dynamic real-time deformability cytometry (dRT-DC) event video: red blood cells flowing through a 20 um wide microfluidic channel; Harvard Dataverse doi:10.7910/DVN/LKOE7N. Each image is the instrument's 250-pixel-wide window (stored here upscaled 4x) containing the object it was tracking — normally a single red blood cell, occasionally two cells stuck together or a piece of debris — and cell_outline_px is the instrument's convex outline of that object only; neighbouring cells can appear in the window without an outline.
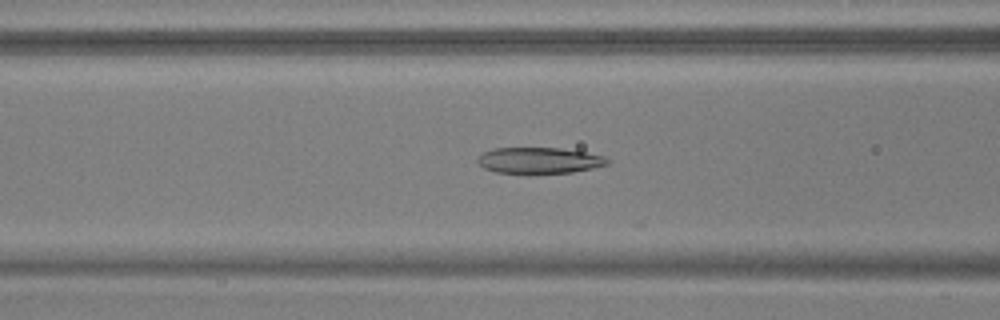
{"species": "common noctule bat (a hibernating species)", "species_latin": "Nyctalus noctula", "temperature_condition": "warm", "stored_images_in_passage": 48, "camera_frame_rate_fps": 3000, "um_per_image_px": 0.085, "animal": {"sex": "male", "body_mass_g": 17.9, "forearm_length_mm": 54.2}, "frame": {"image": 1, "passage_image": 20, "time_ms": 6.333, "image_size_px": [1000, 320], "cell_outline_px": [[612, 160], [608, 164], [592, 168], [572, 172], [528, 176], [496, 172], [484, 168], [476, 160], [484, 152], [492, 148], [560, 148], [584, 152], [604, 156]], "centroid_in_image_um": [45.82, 13.68], "position_along_channel_um": 120.8, "area_um2": 20.4}}
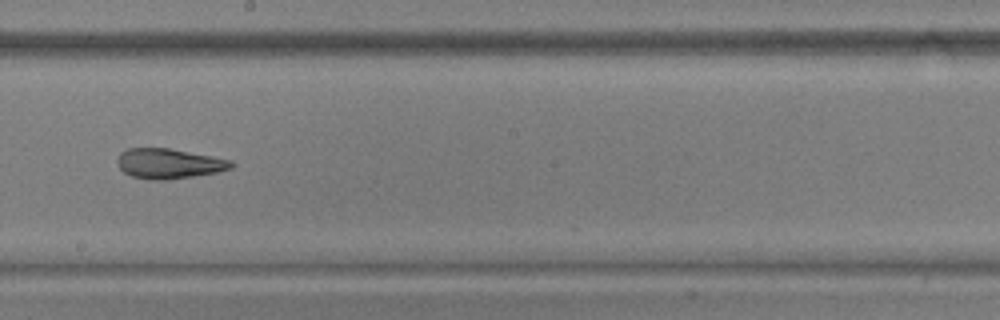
{"frame": {"image": 2, "passage_image": 29, "time_ms": 9.333, "image_size_px": [1000, 320], "cell_outline_px": [[236, 164], [232, 168], [216, 172], [168, 180], [152, 180], [132, 176], [124, 172], [120, 168], [116, 160], [120, 152], [128, 148], [168, 148], [212, 156], [232, 160]], "centroid_in_image_um": [14.36, 13.9], "position_along_channel_um": 233.8, "area_um2": 19.94}}
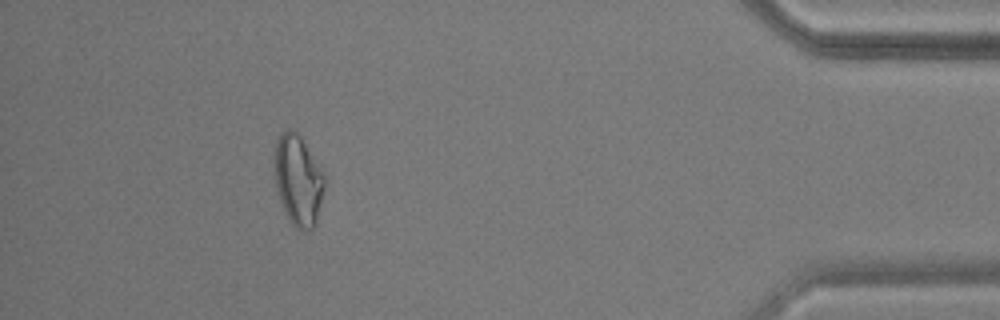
{"frame": {"image": 3, "passage_image": 47, "time_ms": 15.333, "image_size_px": [1000, 320], "cell_outline_px": [[324, 188], [316, 224], [308, 232], [304, 232], [296, 228], [292, 224], [280, 200], [276, 188], [276, 136], [280, 132], [288, 128], [292, 128], [300, 136], [324, 172]], "centroid_in_image_um": [25.36, 15.31], "position_along_channel_um": 409.8, "area_um2": 26.18}}